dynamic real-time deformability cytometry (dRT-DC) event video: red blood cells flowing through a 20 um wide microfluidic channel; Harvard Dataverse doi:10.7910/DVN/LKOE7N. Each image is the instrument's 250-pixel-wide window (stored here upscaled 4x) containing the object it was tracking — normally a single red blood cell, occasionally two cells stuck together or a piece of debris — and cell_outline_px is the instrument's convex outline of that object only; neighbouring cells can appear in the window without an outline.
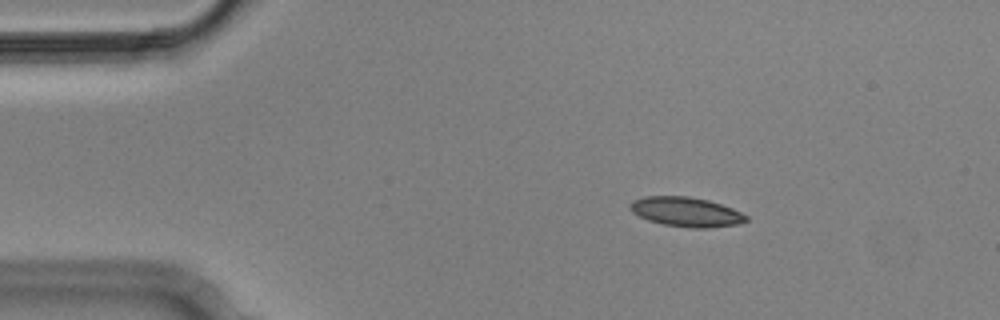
{"species": "Egyptian fruit bat (a non-hibernating species)", "species_latin": "Rousettus aegyptiacus", "temperature_condition": "cold", "stored_images_in_passage": 4, "camera_frame_rate_fps": 3000, "um_per_image_px": 0.085, "animal": {"sex": "male"}, "frame": {"image": 1, "passage_image": 2, "time_ms": 0.333, "image_size_px": [1000, 320], "cell_outline_px": [[748, 220], [740, 224], [708, 228], [692, 228], [664, 224], [648, 220], [632, 212], [628, 208], [628, 204], [632, 200], [644, 196], [688, 196], [708, 200], [732, 208], [748, 216]], "centroid_in_image_um": [58.31, 18.0], "position_along_channel_um": 26.7, "area_um2": 20.06}}